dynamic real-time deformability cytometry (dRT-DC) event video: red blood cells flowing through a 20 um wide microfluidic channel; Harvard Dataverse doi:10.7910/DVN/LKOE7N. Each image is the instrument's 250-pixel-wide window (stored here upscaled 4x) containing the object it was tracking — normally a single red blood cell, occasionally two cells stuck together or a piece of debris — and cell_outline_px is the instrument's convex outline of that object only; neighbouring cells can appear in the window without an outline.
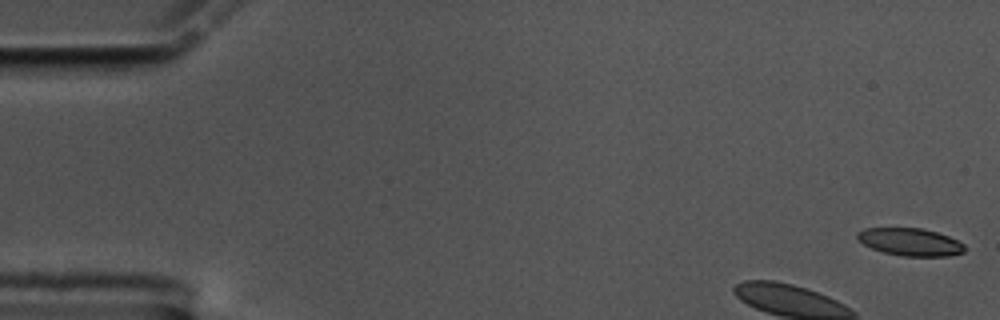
{"species": "common noctule bat (a hibernating species)", "species_latin": "Nyctalus noctula", "temperature_condition": "cold", "stored_images_in_passage": 11, "camera_frame_rate_fps": 3000, "um_per_image_px": 0.085, "animal": {"sex": "male", "body_mass_g": 17.5, "forearm_length_mm": 52.3}, "frame": {"image": 1, "passage_image": 1, "time_ms": 0.0, "image_size_px": [1000, 320], "cell_outline_px": [[964, 252], [948, 256], [900, 256], [884, 252], [872, 248], [864, 244], [856, 236], [856, 232], [864, 228], [924, 228], [948, 236], [964, 244]], "centroid_in_image_um": [77.36, 20.56], "position_along_channel_um": 7.6, "area_um2": 17.17}}